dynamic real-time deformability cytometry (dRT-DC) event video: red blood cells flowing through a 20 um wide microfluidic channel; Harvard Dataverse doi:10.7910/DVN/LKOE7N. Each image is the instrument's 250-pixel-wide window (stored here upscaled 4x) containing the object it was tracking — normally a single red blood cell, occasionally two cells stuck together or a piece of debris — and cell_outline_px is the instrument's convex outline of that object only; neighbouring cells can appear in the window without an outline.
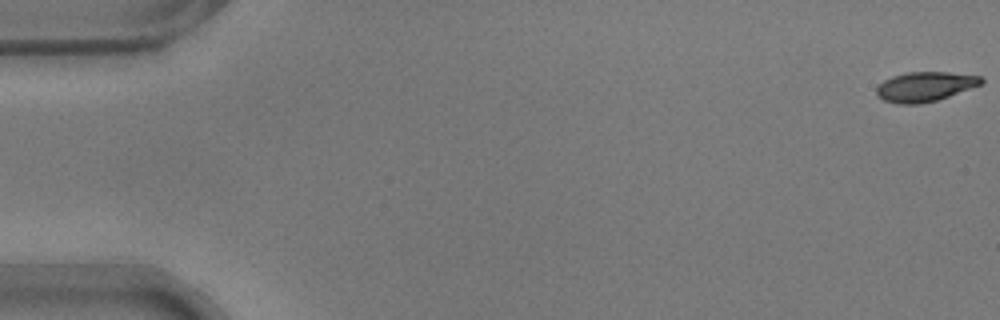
{"species": "common noctule bat (a hibernating species)", "species_latin": "Nyctalus noctula", "temperature_condition": "warm", "stored_images_in_passage": 16, "camera_frame_rate_fps": 3000, "um_per_image_px": 0.085, "animal": {"sex": "male", "body_mass_g": 17.9}, "frame": {"image": 1, "passage_image": 1, "time_ms": 0.0, "image_size_px": [1000, 320], "cell_outline_px": [[984, 84], [936, 100], [920, 104], [896, 104], [884, 100], [876, 96], [876, 88], [884, 80], [892, 76], [908, 72], [948, 72], [980, 76], [984, 80]], "centroid_in_image_um": [78.62, 7.36], "position_along_channel_um": 6.4, "area_um2": 18.15}}
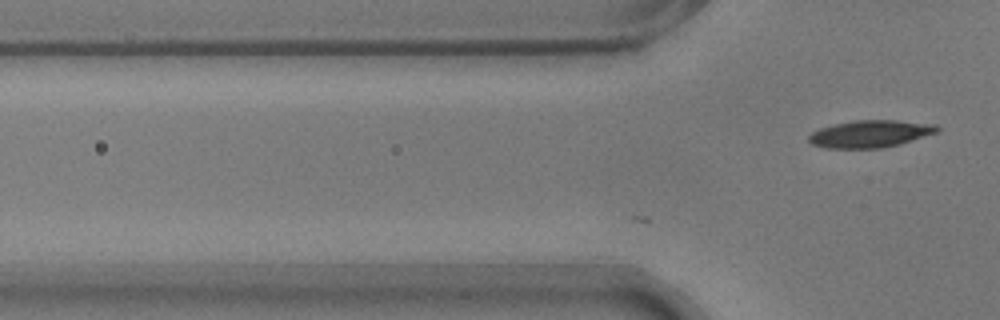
{"frame": {"image": 2, "passage_image": 16, "time_ms": 5.0, "image_size_px": [1000, 320], "cell_outline_px": [[940, 128], [936, 132], [900, 144], [880, 148], [824, 148], [812, 144], [808, 140], [808, 136], [812, 132], [820, 128], [836, 124], [856, 120], [896, 120], [936, 124]], "centroid_in_image_um": [73.96, 11.37], "position_along_channel_um": 51.8, "area_um2": 20.23}}